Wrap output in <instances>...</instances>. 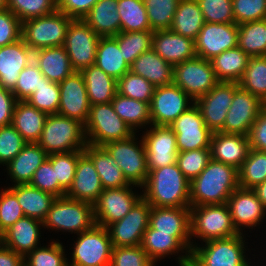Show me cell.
<instances>
[{
    "label": "cell",
    "instance_id": "obj_1",
    "mask_svg": "<svg viewBox=\"0 0 266 266\" xmlns=\"http://www.w3.org/2000/svg\"><path fill=\"white\" fill-rule=\"evenodd\" d=\"M141 189L142 197L151 207L190 208V182L177 163L150 170Z\"/></svg>",
    "mask_w": 266,
    "mask_h": 266
},
{
    "label": "cell",
    "instance_id": "obj_2",
    "mask_svg": "<svg viewBox=\"0 0 266 266\" xmlns=\"http://www.w3.org/2000/svg\"><path fill=\"white\" fill-rule=\"evenodd\" d=\"M237 188L238 170L211 159L198 177L190 182V207L227 203Z\"/></svg>",
    "mask_w": 266,
    "mask_h": 266
},
{
    "label": "cell",
    "instance_id": "obj_3",
    "mask_svg": "<svg viewBox=\"0 0 266 266\" xmlns=\"http://www.w3.org/2000/svg\"><path fill=\"white\" fill-rule=\"evenodd\" d=\"M48 154L83 151L87 145L85 125L59 114H48L37 142Z\"/></svg>",
    "mask_w": 266,
    "mask_h": 266
},
{
    "label": "cell",
    "instance_id": "obj_4",
    "mask_svg": "<svg viewBox=\"0 0 266 266\" xmlns=\"http://www.w3.org/2000/svg\"><path fill=\"white\" fill-rule=\"evenodd\" d=\"M246 243L243 233L205 241L202 247L195 243L189 266H251L245 254Z\"/></svg>",
    "mask_w": 266,
    "mask_h": 266
},
{
    "label": "cell",
    "instance_id": "obj_5",
    "mask_svg": "<svg viewBox=\"0 0 266 266\" xmlns=\"http://www.w3.org/2000/svg\"><path fill=\"white\" fill-rule=\"evenodd\" d=\"M95 225L93 205L66 196L52 202L43 228L80 234Z\"/></svg>",
    "mask_w": 266,
    "mask_h": 266
},
{
    "label": "cell",
    "instance_id": "obj_6",
    "mask_svg": "<svg viewBox=\"0 0 266 266\" xmlns=\"http://www.w3.org/2000/svg\"><path fill=\"white\" fill-rule=\"evenodd\" d=\"M73 19L59 10L22 22L21 38L34 52L64 46L66 33Z\"/></svg>",
    "mask_w": 266,
    "mask_h": 266
},
{
    "label": "cell",
    "instance_id": "obj_7",
    "mask_svg": "<svg viewBox=\"0 0 266 266\" xmlns=\"http://www.w3.org/2000/svg\"><path fill=\"white\" fill-rule=\"evenodd\" d=\"M192 236L203 242L240 234L233 225L227 203L190 207Z\"/></svg>",
    "mask_w": 266,
    "mask_h": 266
},
{
    "label": "cell",
    "instance_id": "obj_8",
    "mask_svg": "<svg viewBox=\"0 0 266 266\" xmlns=\"http://www.w3.org/2000/svg\"><path fill=\"white\" fill-rule=\"evenodd\" d=\"M85 134L87 144L104 146L108 142L127 139L135 132L116 114L110 102L90 107Z\"/></svg>",
    "mask_w": 266,
    "mask_h": 266
},
{
    "label": "cell",
    "instance_id": "obj_9",
    "mask_svg": "<svg viewBox=\"0 0 266 266\" xmlns=\"http://www.w3.org/2000/svg\"><path fill=\"white\" fill-rule=\"evenodd\" d=\"M137 139L135 133L127 139L108 142L103 147L120 167L126 180L134 187L141 188L149 171L143 140Z\"/></svg>",
    "mask_w": 266,
    "mask_h": 266
},
{
    "label": "cell",
    "instance_id": "obj_10",
    "mask_svg": "<svg viewBox=\"0 0 266 266\" xmlns=\"http://www.w3.org/2000/svg\"><path fill=\"white\" fill-rule=\"evenodd\" d=\"M73 244L71 263L68 266H109L113 245L108 229L94 225L88 231L77 234Z\"/></svg>",
    "mask_w": 266,
    "mask_h": 266
},
{
    "label": "cell",
    "instance_id": "obj_11",
    "mask_svg": "<svg viewBox=\"0 0 266 266\" xmlns=\"http://www.w3.org/2000/svg\"><path fill=\"white\" fill-rule=\"evenodd\" d=\"M219 82L209 60L196 56L174 65L173 83L193 101L207 94Z\"/></svg>",
    "mask_w": 266,
    "mask_h": 266
},
{
    "label": "cell",
    "instance_id": "obj_12",
    "mask_svg": "<svg viewBox=\"0 0 266 266\" xmlns=\"http://www.w3.org/2000/svg\"><path fill=\"white\" fill-rule=\"evenodd\" d=\"M99 39L100 36L83 19L70 22L64 47L75 71L95 65Z\"/></svg>",
    "mask_w": 266,
    "mask_h": 266
},
{
    "label": "cell",
    "instance_id": "obj_13",
    "mask_svg": "<svg viewBox=\"0 0 266 266\" xmlns=\"http://www.w3.org/2000/svg\"><path fill=\"white\" fill-rule=\"evenodd\" d=\"M169 126L176 135L178 152L210 149L213 132L206 126L195 103Z\"/></svg>",
    "mask_w": 266,
    "mask_h": 266
},
{
    "label": "cell",
    "instance_id": "obj_14",
    "mask_svg": "<svg viewBox=\"0 0 266 266\" xmlns=\"http://www.w3.org/2000/svg\"><path fill=\"white\" fill-rule=\"evenodd\" d=\"M150 211L151 206L142 197L121 220L110 224L107 229L113 247L140 246Z\"/></svg>",
    "mask_w": 266,
    "mask_h": 266
},
{
    "label": "cell",
    "instance_id": "obj_15",
    "mask_svg": "<svg viewBox=\"0 0 266 266\" xmlns=\"http://www.w3.org/2000/svg\"><path fill=\"white\" fill-rule=\"evenodd\" d=\"M130 186L104 189L97 201L93 204L95 224L108 227L110 224L121 220L142 198L133 192Z\"/></svg>",
    "mask_w": 266,
    "mask_h": 266
},
{
    "label": "cell",
    "instance_id": "obj_16",
    "mask_svg": "<svg viewBox=\"0 0 266 266\" xmlns=\"http://www.w3.org/2000/svg\"><path fill=\"white\" fill-rule=\"evenodd\" d=\"M192 104L193 99L174 83L156 87L149 104L151 125L169 126Z\"/></svg>",
    "mask_w": 266,
    "mask_h": 266
},
{
    "label": "cell",
    "instance_id": "obj_17",
    "mask_svg": "<svg viewBox=\"0 0 266 266\" xmlns=\"http://www.w3.org/2000/svg\"><path fill=\"white\" fill-rule=\"evenodd\" d=\"M142 134L148 171L172 165L177 161L176 135L170 126L151 125Z\"/></svg>",
    "mask_w": 266,
    "mask_h": 266
},
{
    "label": "cell",
    "instance_id": "obj_18",
    "mask_svg": "<svg viewBox=\"0 0 266 266\" xmlns=\"http://www.w3.org/2000/svg\"><path fill=\"white\" fill-rule=\"evenodd\" d=\"M264 105L259 97L239 86L234 92L224 126L219 132L248 136Z\"/></svg>",
    "mask_w": 266,
    "mask_h": 266
},
{
    "label": "cell",
    "instance_id": "obj_19",
    "mask_svg": "<svg viewBox=\"0 0 266 266\" xmlns=\"http://www.w3.org/2000/svg\"><path fill=\"white\" fill-rule=\"evenodd\" d=\"M238 87L237 82H219L207 94L194 101L206 126L212 132H219L223 128L234 92Z\"/></svg>",
    "mask_w": 266,
    "mask_h": 266
},
{
    "label": "cell",
    "instance_id": "obj_20",
    "mask_svg": "<svg viewBox=\"0 0 266 266\" xmlns=\"http://www.w3.org/2000/svg\"><path fill=\"white\" fill-rule=\"evenodd\" d=\"M238 33L236 23L205 22L195 40L196 55L210 61L222 52L238 47Z\"/></svg>",
    "mask_w": 266,
    "mask_h": 266
},
{
    "label": "cell",
    "instance_id": "obj_21",
    "mask_svg": "<svg viewBox=\"0 0 266 266\" xmlns=\"http://www.w3.org/2000/svg\"><path fill=\"white\" fill-rule=\"evenodd\" d=\"M60 104L59 115L80 121L84 125L88 121L91 104L83 75L74 71L59 83Z\"/></svg>",
    "mask_w": 266,
    "mask_h": 266
},
{
    "label": "cell",
    "instance_id": "obj_22",
    "mask_svg": "<svg viewBox=\"0 0 266 266\" xmlns=\"http://www.w3.org/2000/svg\"><path fill=\"white\" fill-rule=\"evenodd\" d=\"M149 226L159 232L172 233L190 253L195 246L191 241L190 208L151 207Z\"/></svg>",
    "mask_w": 266,
    "mask_h": 266
},
{
    "label": "cell",
    "instance_id": "obj_23",
    "mask_svg": "<svg viewBox=\"0 0 266 266\" xmlns=\"http://www.w3.org/2000/svg\"><path fill=\"white\" fill-rule=\"evenodd\" d=\"M227 205L233 225L239 233H243L247 227H257L263 222V218H266V208L252 189L237 188L228 198Z\"/></svg>",
    "mask_w": 266,
    "mask_h": 266
},
{
    "label": "cell",
    "instance_id": "obj_24",
    "mask_svg": "<svg viewBox=\"0 0 266 266\" xmlns=\"http://www.w3.org/2000/svg\"><path fill=\"white\" fill-rule=\"evenodd\" d=\"M248 136L213 132L211 137V159L230 165L237 170L248 157L250 151Z\"/></svg>",
    "mask_w": 266,
    "mask_h": 266
},
{
    "label": "cell",
    "instance_id": "obj_25",
    "mask_svg": "<svg viewBox=\"0 0 266 266\" xmlns=\"http://www.w3.org/2000/svg\"><path fill=\"white\" fill-rule=\"evenodd\" d=\"M152 49L173 66L197 56L195 41L170 29L153 31Z\"/></svg>",
    "mask_w": 266,
    "mask_h": 266
},
{
    "label": "cell",
    "instance_id": "obj_26",
    "mask_svg": "<svg viewBox=\"0 0 266 266\" xmlns=\"http://www.w3.org/2000/svg\"><path fill=\"white\" fill-rule=\"evenodd\" d=\"M41 227H43V222L23 217L0 235V243L25 257L35 248L40 247L38 241L41 237Z\"/></svg>",
    "mask_w": 266,
    "mask_h": 266
},
{
    "label": "cell",
    "instance_id": "obj_27",
    "mask_svg": "<svg viewBox=\"0 0 266 266\" xmlns=\"http://www.w3.org/2000/svg\"><path fill=\"white\" fill-rule=\"evenodd\" d=\"M33 60V51L23 41L0 47V86L12 91L20 72Z\"/></svg>",
    "mask_w": 266,
    "mask_h": 266
},
{
    "label": "cell",
    "instance_id": "obj_28",
    "mask_svg": "<svg viewBox=\"0 0 266 266\" xmlns=\"http://www.w3.org/2000/svg\"><path fill=\"white\" fill-rule=\"evenodd\" d=\"M103 190L92 160L83 153L77 162L73 183L65 196L93 205Z\"/></svg>",
    "mask_w": 266,
    "mask_h": 266
},
{
    "label": "cell",
    "instance_id": "obj_29",
    "mask_svg": "<svg viewBox=\"0 0 266 266\" xmlns=\"http://www.w3.org/2000/svg\"><path fill=\"white\" fill-rule=\"evenodd\" d=\"M140 246L155 264L162 258L181 251L185 255H179L177 263L179 266L190 265V252L172 236V233L159 232L148 226Z\"/></svg>",
    "mask_w": 266,
    "mask_h": 266
},
{
    "label": "cell",
    "instance_id": "obj_30",
    "mask_svg": "<svg viewBox=\"0 0 266 266\" xmlns=\"http://www.w3.org/2000/svg\"><path fill=\"white\" fill-rule=\"evenodd\" d=\"M48 154L38 143H27L7 165V173L15 184H29L34 172L47 160Z\"/></svg>",
    "mask_w": 266,
    "mask_h": 266
},
{
    "label": "cell",
    "instance_id": "obj_31",
    "mask_svg": "<svg viewBox=\"0 0 266 266\" xmlns=\"http://www.w3.org/2000/svg\"><path fill=\"white\" fill-rule=\"evenodd\" d=\"M130 71L142 76L155 87L173 83L174 66L163 60L153 49L139 55L130 65Z\"/></svg>",
    "mask_w": 266,
    "mask_h": 266
},
{
    "label": "cell",
    "instance_id": "obj_32",
    "mask_svg": "<svg viewBox=\"0 0 266 266\" xmlns=\"http://www.w3.org/2000/svg\"><path fill=\"white\" fill-rule=\"evenodd\" d=\"M33 60L41 73L55 83L62 82L75 70L72 68L69 56L64 46L49 47L33 52Z\"/></svg>",
    "mask_w": 266,
    "mask_h": 266
},
{
    "label": "cell",
    "instance_id": "obj_33",
    "mask_svg": "<svg viewBox=\"0 0 266 266\" xmlns=\"http://www.w3.org/2000/svg\"><path fill=\"white\" fill-rule=\"evenodd\" d=\"M83 152L92 160L104 189L130 186L120 167L103 146L87 144Z\"/></svg>",
    "mask_w": 266,
    "mask_h": 266
},
{
    "label": "cell",
    "instance_id": "obj_34",
    "mask_svg": "<svg viewBox=\"0 0 266 266\" xmlns=\"http://www.w3.org/2000/svg\"><path fill=\"white\" fill-rule=\"evenodd\" d=\"M47 116V113L31 106L27 101H17L11 124L27 143H37Z\"/></svg>",
    "mask_w": 266,
    "mask_h": 266
},
{
    "label": "cell",
    "instance_id": "obj_35",
    "mask_svg": "<svg viewBox=\"0 0 266 266\" xmlns=\"http://www.w3.org/2000/svg\"><path fill=\"white\" fill-rule=\"evenodd\" d=\"M117 3L118 0H99L83 20L100 37L116 36L121 32Z\"/></svg>",
    "mask_w": 266,
    "mask_h": 266
},
{
    "label": "cell",
    "instance_id": "obj_36",
    "mask_svg": "<svg viewBox=\"0 0 266 266\" xmlns=\"http://www.w3.org/2000/svg\"><path fill=\"white\" fill-rule=\"evenodd\" d=\"M17 197L25 217L43 222L46 218L55 196L41 191L30 184H20L8 187Z\"/></svg>",
    "mask_w": 266,
    "mask_h": 266
},
{
    "label": "cell",
    "instance_id": "obj_37",
    "mask_svg": "<svg viewBox=\"0 0 266 266\" xmlns=\"http://www.w3.org/2000/svg\"><path fill=\"white\" fill-rule=\"evenodd\" d=\"M87 96L92 105L110 103L117 91V80L107 75L102 69L96 65H91L82 69Z\"/></svg>",
    "mask_w": 266,
    "mask_h": 266
},
{
    "label": "cell",
    "instance_id": "obj_38",
    "mask_svg": "<svg viewBox=\"0 0 266 266\" xmlns=\"http://www.w3.org/2000/svg\"><path fill=\"white\" fill-rule=\"evenodd\" d=\"M95 65L117 81L130 71V66L124 60V55L113 36L100 37L96 50Z\"/></svg>",
    "mask_w": 266,
    "mask_h": 266
},
{
    "label": "cell",
    "instance_id": "obj_39",
    "mask_svg": "<svg viewBox=\"0 0 266 266\" xmlns=\"http://www.w3.org/2000/svg\"><path fill=\"white\" fill-rule=\"evenodd\" d=\"M249 56L239 47L226 50L211 59L220 82H239L247 68Z\"/></svg>",
    "mask_w": 266,
    "mask_h": 266
},
{
    "label": "cell",
    "instance_id": "obj_40",
    "mask_svg": "<svg viewBox=\"0 0 266 266\" xmlns=\"http://www.w3.org/2000/svg\"><path fill=\"white\" fill-rule=\"evenodd\" d=\"M204 23L196 0H179L170 30L195 41Z\"/></svg>",
    "mask_w": 266,
    "mask_h": 266
},
{
    "label": "cell",
    "instance_id": "obj_41",
    "mask_svg": "<svg viewBox=\"0 0 266 266\" xmlns=\"http://www.w3.org/2000/svg\"><path fill=\"white\" fill-rule=\"evenodd\" d=\"M111 104L116 114L136 133L137 128L151 126L149 103L128 98L117 93Z\"/></svg>",
    "mask_w": 266,
    "mask_h": 266
},
{
    "label": "cell",
    "instance_id": "obj_42",
    "mask_svg": "<svg viewBox=\"0 0 266 266\" xmlns=\"http://www.w3.org/2000/svg\"><path fill=\"white\" fill-rule=\"evenodd\" d=\"M238 47L249 57L266 56V19L238 25Z\"/></svg>",
    "mask_w": 266,
    "mask_h": 266
},
{
    "label": "cell",
    "instance_id": "obj_43",
    "mask_svg": "<svg viewBox=\"0 0 266 266\" xmlns=\"http://www.w3.org/2000/svg\"><path fill=\"white\" fill-rule=\"evenodd\" d=\"M122 32L152 31L142 0H118Z\"/></svg>",
    "mask_w": 266,
    "mask_h": 266
},
{
    "label": "cell",
    "instance_id": "obj_44",
    "mask_svg": "<svg viewBox=\"0 0 266 266\" xmlns=\"http://www.w3.org/2000/svg\"><path fill=\"white\" fill-rule=\"evenodd\" d=\"M238 84L266 104V56L250 57Z\"/></svg>",
    "mask_w": 266,
    "mask_h": 266
},
{
    "label": "cell",
    "instance_id": "obj_45",
    "mask_svg": "<svg viewBox=\"0 0 266 266\" xmlns=\"http://www.w3.org/2000/svg\"><path fill=\"white\" fill-rule=\"evenodd\" d=\"M239 187L253 189L266 180V152L250 149L238 170Z\"/></svg>",
    "mask_w": 266,
    "mask_h": 266
},
{
    "label": "cell",
    "instance_id": "obj_46",
    "mask_svg": "<svg viewBox=\"0 0 266 266\" xmlns=\"http://www.w3.org/2000/svg\"><path fill=\"white\" fill-rule=\"evenodd\" d=\"M124 55V60L130 66L142 53L152 49L153 31L120 32L113 36Z\"/></svg>",
    "mask_w": 266,
    "mask_h": 266
},
{
    "label": "cell",
    "instance_id": "obj_47",
    "mask_svg": "<svg viewBox=\"0 0 266 266\" xmlns=\"http://www.w3.org/2000/svg\"><path fill=\"white\" fill-rule=\"evenodd\" d=\"M152 31L170 29L179 0H142Z\"/></svg>",
    "mask_w": 266,
    "mask_h": 266
},
{
    "label": "cell",
    "instance_id": "obj_48",
    "mask_svg": "<svg viewBox=\"0 0 266 266\" xmlns=\"http://www.w3.org/2000/svg\"><path fill=\"white\" fill-rule=\"evenodd\" d=\"M155 88L152 83L131 71L117 81V91L120 95L149 104Z\"/></svg>",
    "mask_w": 266,
    "mask_h": 266
},
{
    "label": "cell",
    "instance_id": "obj_49",
    "mask_svg": "<svg viewBox=\"0 0 266 266\" xmlns=\"http://www.w3.org/2000/svg\"><path fill=\"white\" fill-rule=\"evenodd\" d=\"M83 151H71L48 155L56 174V181L67 192L73 183L77 162Z\"/></svg>",
    "mask_w": 266,
    "mask_h": 266
},
{
    "label": "cell",
    "instance_id": "obj_50",
    "mask_svg": "<svg viewBox=\"0 0 266 266\" xmlns=\"http://www.w3.org/2000/svg\"><path fill=\"white\" fill-rule=\"evenodd\" d=\"M62 243L52 241L48 246L35 248L24 257L26 266H68Z\"/></svg>",
    "mask_w": 266,
    "mask_h": 266
},
{
    "label": "cell",
    "instance_id": "obj_51",
    "mask_svg": "<svg viewBox=\"0 0 266 266\" xmlns=\"http://www.w3.org/2000/svg\"><path fill=\"white\" fill-rule=\"evenodd\" d=\"M26 101L47 114H57L60 104L59 83L49 81L45 77L40 87Z\"/></svg>",
    "mask_w": 266,
    "mask_h": 266
},
{
    "label": "cell",
    "instance_id": "obj_52",
    "mask_svg": "<svg viewBox=\"0 0 266 266\" xmlns=\"http://www.w3.org/2000/svg\"><path fill=\"white\" fill-rule=\"evenodd\" d=\"M7 9L24 22L54 12L57 0H7Z\"/></svg>",
    "mask_w": 266,
    "mask_h": 266
},
{
    "label": "cell",
    "instance_id": "obj_53",
    "mask_svg": "<svg viewBox=\"0 0 266 266\" xmlns=\"http://www.w3.org/2000/svg\"><path fill=\"white\" fill-rule=\"evenodd\" d=\"M210 160V149H197L179 152L176 163L180 171L191 182L206 168Z\"/></svg>",
    "mask_w": 266,
    "mask_h": 266
},
{
    "label": "cell",
    "instance_id": "obj_54",
    "mask_svg": "<svg viewBox=\"0 0 266 266\" xmlns=\"http://www.w3.org/2000/svg\"><path fill=\"white\" fill-rule=\"evenodd\" d=\"M45 76L38 65L32 60L18 76L16 85L12 90L17 101H26L43 83Z\"/></svg>",
    "mask_w": 266,
    "mask_h": 266
},
{
    "label": "cell",
    "instance_id": "obj_55",
    "mask_svg": "<svg viewBox=\"0 0 266 266\" xmlns=\"http://www.w3.org/2000/svg\"><path fill=\"white\" fill-rule=\"evenodd\" d=\"M205 22L235 23L232 0H196Z\"/></svg>",
    "mask_w": 266,
    "mask_h": 266
},
{
    "label": "cell",
    "instance_id": "obj_56",
    "mask_svg": "<svg viewBox=\"0 0 266 266\" xmlns=\"http://www.w3.org/2000/svg\"><path fill=\"white\" fill-rule=\"evenodd\" d=\"M26 144L12 124L0 127V165L6 166Z\"/></svg>",
    "mask_w": 266,
    "mask_h": 266
},
{
    "label": "cell",
    "instance_id": "obj_57",
    "mask_svg": "<svg viewBox=\"0 0 266 266\" xmlns=\"http://www.w3.org/2000/svg\"><path fill=\"white\" fill-rule=\"evenodd\" d=\"M141 246L113 247L109 266H155Z\"/></svg>",
    "mask_w": 266,
    "mask_h": 266
},
{
    "label": "cell",
    "instance_id": "obj_58",
    "mask_svg": "<svg viewBox=\"0 0 266 266\" xmlns=\"http://www.w3.org/2000/svg\"><path fill=\"white\" fill-rule=\"evenodd\" d=\"M25 217L16 195L7 187L0 191V235L19 219Z\"/></svg>",
    "mask_w": 266,
    "mask_h": 266
},
{
    "label": "cell",
    "instance_id": "obj_59",
    "mask_svg": "<svg viewBox=\"0 0 266 266\" xmlns=\"http://www.w3.org/2000/svg\"><path fill=\"white\" fill-rule=\"evenodd\" d=\"M237 25L266 19V0H232Z\"/></svg>",
    "mask_w": 266,
    "mask_h": 266
},
{
    "label": "cell",
    "instance_id": "obj_60",
    "mask_svg": "<svg viewBox=\"0 0 266 266\" xmlns=\"http://www.w3.org/2000/svg\"><path fill=\"white\" fill-rule=\"evenodd\" d=\"M29 184L41 191L52 194L56 198L63 197L66 194V191L56 181L55 170L48 159L34 172Z\"/></svg>",
    "mask_w": 266,
    "mask_h": 266
},
{
    "label": "cell",
    "instance_id": "obj_61",
    "mask_svg": "<svg viewBox=\"0 0 266 266\" xmlns=\"http://www.w3.org/2000/svg\"><path fill=\"white\" fill-rule=\"evenodd\" d=\"M22 22L9 9L0 11V47L21 39Z\"/></svg>",
    "mask_w": 266,
    "mask_h": 266
},
{
    "label": "cell",
    "instance_id": "obj_62",
    "mask_svg": "<svg viewBox=\"0 0 266 266\" xmlns=\"http://www.w3.org/2000/svg\"><path fill=\"white\" fill-rule=\"evenodd\" d=\"M99 0H57V10L72 19H83Z\"/></svg>",
    "mask_w": 266,
    "mask_h": 266
},
{
    "label": "cell",
    "instance_id": "obj_63",
    "mask_svg": "<svg viewBox=\"0 0 266 266\" xmlns=\"http://www.w3.org/2000/svg\"><path fill=\"white\" fill-rule=\"evenodd\" d=\"M248 139L251 149L266 152V104L251 126Z\"/></svg>",
    "mask_w": 266,
    "mask_h": 266
},
{
    "label": "cell",
    "instance_id": "obj_64",
    "mask_svg": "<svg viewBox=\"0 0 266 266\" xmlns=\"http://www.w3.org/2000/svg\"><path fill=\"white\" fill-rule=\"evenodd\" d=\"M17 103L12 91L0 86V127L12 123L14 108Z\"/></svg>",
    "mask_w": 266,
    "mask_h": 266
},
{
    "label": "cell",
    "instance_id": "obj_65",
    "mask_svg": "<svg viewBox=\"0 0 266 266\" xmlns=\"http://www.w3.org/2000/svg\"><path fill=\"white\" fill-rule=\"evenodd\" d=\"M24 257L0 243V266H23Z\"/></svg>",
    "mask_w": 266,
    "mask_h": 266
},
{
    "label": "cell",
    "instance_id": "obj_66",
    "mask_svg": "<svg viewBox=\"0 0 266 266\" xmlns=\"http://www.w3.org/2000/svg\"><path fill=\"white\" fill-rule=\"evenodd\" d=\"M252 190L256 193L257 198L266 208V180L256 185Z\"/></svg>",
    "mask_w": 266,
    "mask_h": 266
},
{
    "label": "cell",
    "instance_id": "obj_67",
    "mask_svg": "<svg viewBox=\"0 0 266 266\" xmlns=\"http://www.w3.org/2000/svg\"><path fill=\"white\" fill-rule=\"evenodd\" d=\"M7 9V0H0V11Z\"/></svg>",
    "mask_w": 266,
    "mask_h": 266
}]
</instances>
